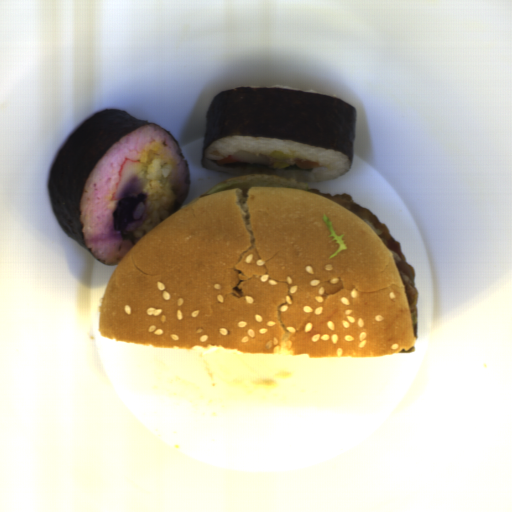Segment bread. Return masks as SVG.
I'll return each mask as SVG.
<instances>
[{
  "mask_svg": "<svg viewBox=\"0 0 512 512\" xmlns=\"http://www.w3.org/2000/svg\"><path fill=\"white\" fill-rule=\"evenodd\" d=\"M275 174L235 175L139 239L109 277L98 333L115 341L310 358L415 345L396 262L357 214ZM347 250L338 248L323 215Z\"/></svg>",
  "mask_w": 512,
  "mask_h": 512,
  "instance_id": "1",
  "label": "bread"
}]
</instances>
